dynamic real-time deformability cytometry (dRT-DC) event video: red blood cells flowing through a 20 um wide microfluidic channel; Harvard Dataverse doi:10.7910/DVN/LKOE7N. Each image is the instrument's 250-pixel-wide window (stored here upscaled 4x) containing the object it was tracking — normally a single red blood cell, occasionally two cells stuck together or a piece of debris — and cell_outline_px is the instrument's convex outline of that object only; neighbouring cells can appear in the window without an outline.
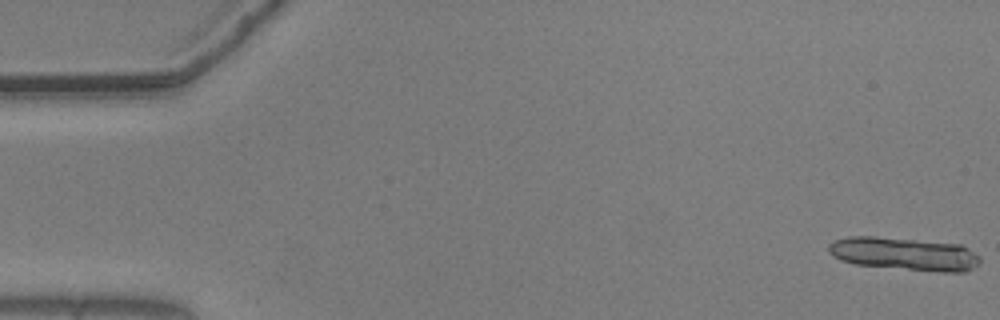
{"species": "common noctule bat (a hibernating species)", "species_latin": "Nyctalus noctula", "temperature_condition": "warm", "stored_images_in_passage": 14, "camera_frame_rate_fps": 3000, "um_per_image_px": 0.085, "animal": {"sex": "male", "body_mass_g": 20.5, "forearm_length_mm": 52.5}, "frame": {"image": 1, "passage_image": 1, "time_ms": 0.0, "image_size_px": [1000, 320], "cell_outline_px": [[980, 264], [964, 272], [940, 272], [856, 264], [840, 260], [832, 256], [828, 252], [828, 244], [836, 240], [848, 236], [876, 236], [960, 244], [968, 248], [980, 256]], "centroid_in_image_um": [76.87, 21.57], "position_along_channel_um": 8.1, "area_um2": 29.25}}